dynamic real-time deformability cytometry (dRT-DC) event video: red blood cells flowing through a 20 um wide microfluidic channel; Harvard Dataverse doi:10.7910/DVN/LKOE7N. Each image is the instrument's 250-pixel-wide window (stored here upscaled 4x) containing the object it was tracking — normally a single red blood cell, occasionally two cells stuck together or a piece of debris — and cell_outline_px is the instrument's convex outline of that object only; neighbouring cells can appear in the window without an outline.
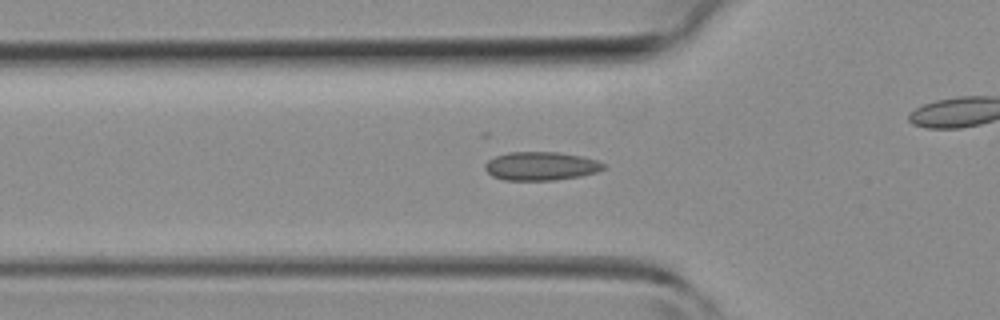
{"species": "common noctule bat (a hibernating species)", "species_latin": "Nyctalus noctula", "temperature_condition": "room temperature", "stored_images_in_passage": 46, "camera_frame_rate_fps": 3000, "um_per_image_px": 0.085, "animal": {"sex": "female", "body_mass_g": 19.3, "forearm_length_mm": 54.1}, "frame": {"image": 1, "passage_image": 15, "time_ms": 4.667, "image_size_px": [1000, 320], "cell_outline_px": [[608, 168], [596, 172], [580, 176], [552, 180], [504, 180], [492, 176], [484, 168], [484, 164], [488, 160], [496, 156], [508, 152], [560, 152], [580, 156], [596, 160], [604, 164]], "centroid_in_image_um": [45.97, 14.11], "position_along_channel_um": 79.8, "area_um2": 19.71}}
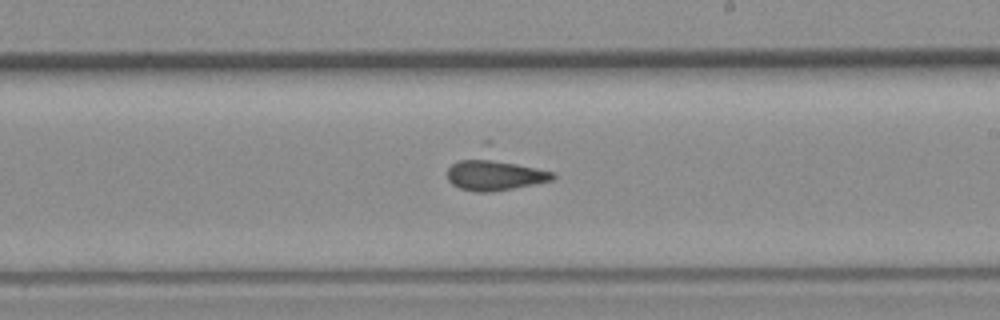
{"frame": {"image": 2, "passage_image": 26, "time_ms": 8.333, "image_size_px": [1000, 320], "cell_outline_px": [[556, 176], [552, 180], [492, 192], [476, 192], [460, 188], [452, 184], [448, 180], [448, 168], [452, 164], [460, 160], [488, 160], [516, 164], [556, 172]], "centroid_in_image_um": [42.04, 14.92], "position_along_channel_um": 247.0, "area_um2": 18.09}}
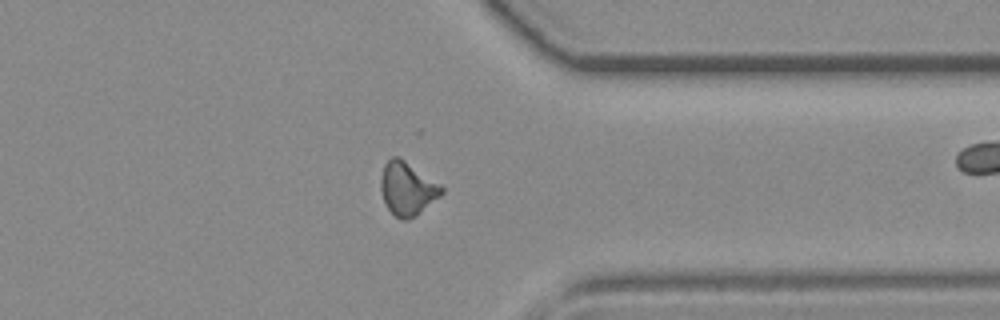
{"frame": {"image": 3, "passage_image": 35, "time_ms": 11.333, "image_size_px": [1000, 320], "cell_outline_px": [[444, 192], [440, 196], [416, 216], [408, 220], [400, 220], [388, 208], [384, 200], [380, 188], [380, 180], [384, 164], [392, 156], [400, 156], [444, 188]], "centroid_in_image_um": [34.61, 16.03], "position_along_channel_um": 376.8, "area_um2": 18.79}}